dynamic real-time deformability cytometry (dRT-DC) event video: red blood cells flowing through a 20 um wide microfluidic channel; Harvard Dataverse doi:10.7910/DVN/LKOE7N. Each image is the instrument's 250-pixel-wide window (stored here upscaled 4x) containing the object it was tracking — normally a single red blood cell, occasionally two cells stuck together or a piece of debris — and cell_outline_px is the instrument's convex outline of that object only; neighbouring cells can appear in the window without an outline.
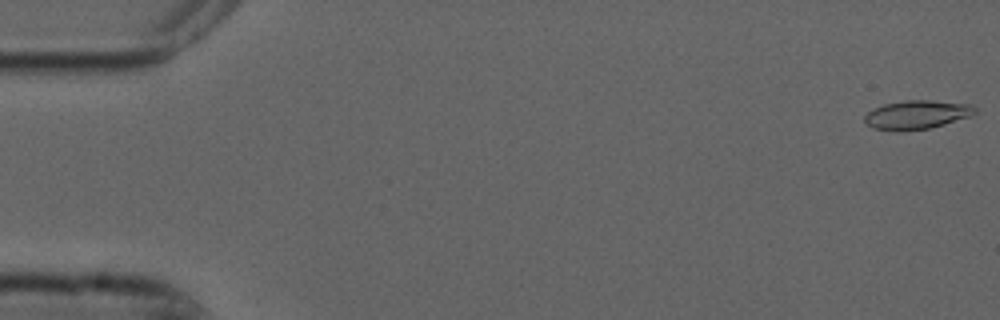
{"species": "common noctule bat (a hibernating species)", "species_latin": "Nyctalus noctula", "temperature_condition": "cold", "stored_images_in_passage": 9, "camera_frame_rate_fps": 3000, "um_per_image_px": 0.085, "animal": {"sex": "male", "forearm_length_mm": 52.5}, "frame": {"image": 1, "passage_image": 1, "time_ms": 0.0, "image_size_px": [1000, 320], "cell_outline_px": [[976, 112], [972, 116], [944, 124], [928, 128], [900, 132], [872, 128], [864, 120], [864, 116], [872, 108], [884, 104], [904, 100], [932, 100], [972, 104], [976, 108]], "centroid_in_image_um": [77.93, 9.75], "position_along_channel_um": 7.1, "area_um2": 18.73}}
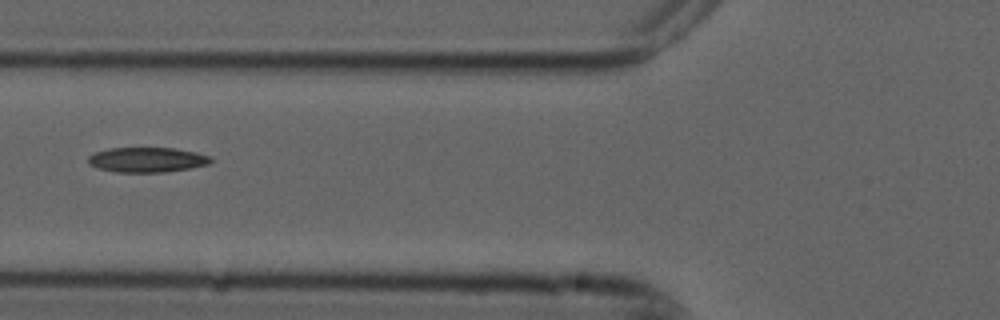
{"frame": {"image": 2, "passage_image": 6, "time_ms": 1.667, "image_size_px": [1000, 320], "cell_outline_px": [[212, 160], [208, 164], [188, 168], [164, 172], [116, 172], [96, 168], [88, 164], [88, 156], [96, 152], [108, 148], [172, 148], [196, 152], [212, 156]], "centroid_in_image_um": [12.47, 13.58], "position_along_channel_um": 113.3, "area_um2": 17.8}}
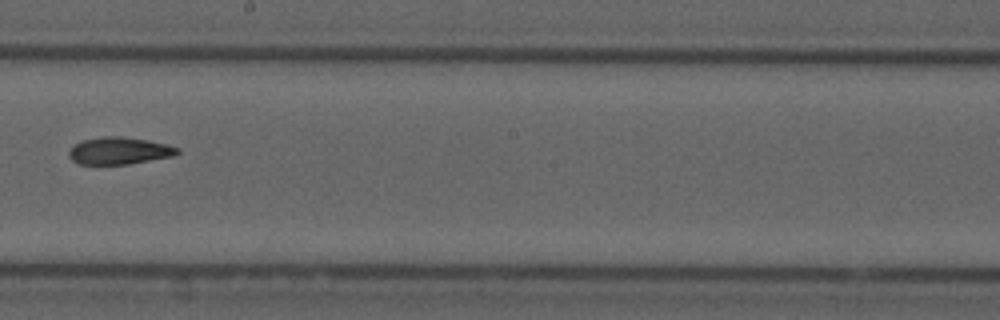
{"frame": {"image": 3, "passage_image": 9, "time_ms": 2.667, "image_size_px": [1000, 320], "cell_outline_px": [[180, 152], [172, 156], [128, 164], [80, 164], [72, 160], [68, 156], [68, 152], [76, 144], [84, 140], [104, 136], [120, 136], [144, 140], [164, 144], [180, 148]], "centroid_in_image_um": [10.12, 12.82], "position_along_channel_um": 238.1, "area_um2": 16.82}}